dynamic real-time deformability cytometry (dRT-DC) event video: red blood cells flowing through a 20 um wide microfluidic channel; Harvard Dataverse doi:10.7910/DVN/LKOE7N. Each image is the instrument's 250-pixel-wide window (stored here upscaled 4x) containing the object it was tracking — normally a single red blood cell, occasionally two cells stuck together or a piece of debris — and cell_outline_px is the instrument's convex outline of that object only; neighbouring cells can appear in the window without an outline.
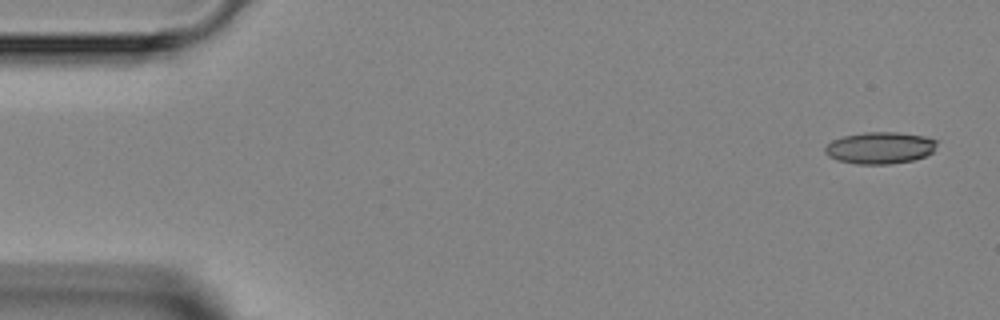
{"species": "Egyptian fruit bat (a non-hibernating species)", "species_latin": "Rousettus aegyptiacus", "temperature_condition": "room temperature", "stored_images_in_passage": 3, "camera_frame_rate_fps": 3000, "um_per_image_px": 0.085, "animal": {"sex": "female"}, "frame": {"image": 1, "passage_image": 1, "time_ms": 0.0, "image_size_px": [1000, 320], "cell_outline_px": [[940, 140], [932, 152], [924, 156], [912, 160], [892, 164], [856, 164], [836, 160], [828, 156], [824, 152], [824, 148], [832, 140], [844, 136], [864, 132], [896, 132], [924, 136]], "centroid_in_image_um": [74.8, 12.57], "position_along_channel_um": 10.2, "area_um2": 20.87}}
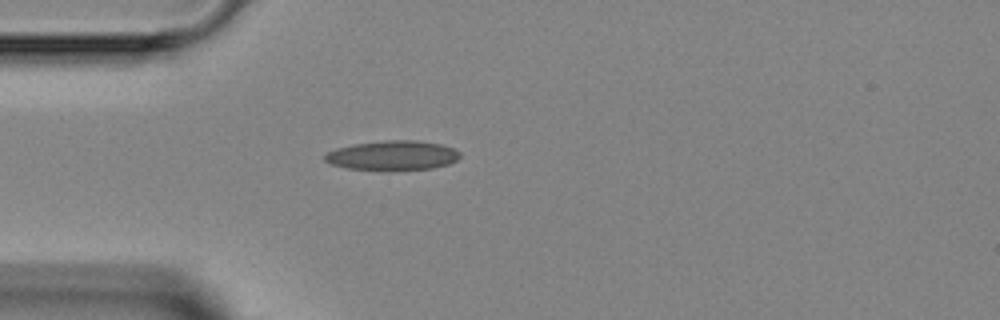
{"frame": {"image": 2, "passage_image": 3, "time_ms": 3.667, "image_size_px": [1000, 320], "cell_outline_px": [[460, 156], [456, 160], [448, 164], [432, 168], [388, 172], [380, 172], [348, 168], [328, 164], [324, 160], [324, 156], [328, 152], [336, 148], [352, 144], [384, 140], [416, 140], [440, 144], [452, 148], [460, 152]], "centroid_in_image_um": [33.32, 13.24], "position_along_channel_um": 51.7, "area_um2": 23.93}}